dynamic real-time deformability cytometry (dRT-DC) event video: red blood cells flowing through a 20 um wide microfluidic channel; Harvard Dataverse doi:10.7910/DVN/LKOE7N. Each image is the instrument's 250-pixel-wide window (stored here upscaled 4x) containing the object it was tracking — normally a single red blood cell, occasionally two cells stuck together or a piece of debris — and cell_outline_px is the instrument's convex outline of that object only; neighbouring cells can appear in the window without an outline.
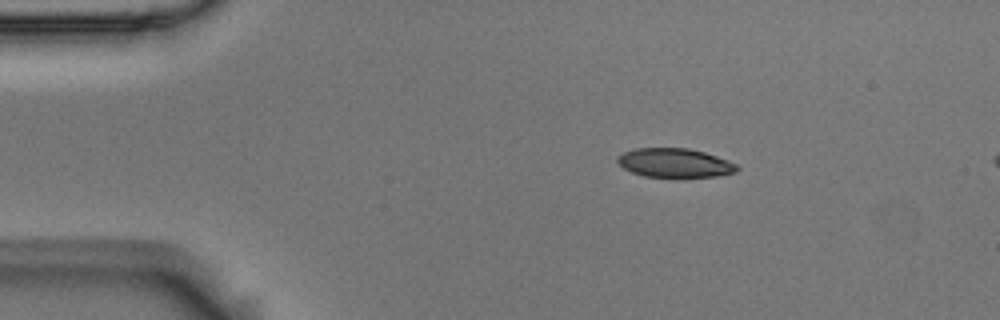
{"species": "Egyptian fruit bat (a non-hibernating species)", "species_latin": "Rousettus aegyptiacus", "temperature_condition": "room temperature", "stored_images_in_passage": 3, "segment_of_instrument_passage": [1, 2], "camera_frame_rate_fps": 3000, "um_per_image_px": 0.085, "animal": {"sex": "male"}, "frame": {"image": 1, "passage_image": 1, "time_ms": 0.0, "image_size_px": [1000, 320], "cell_outline_px": [[740, 168], [736, 172], [716, 176], [644, 176], [632, 172], [624, 168], [616, 160], [616, 156], [624, 152], [636, 148], [688, 148], [704, 152], [728, 160], [736, 164]], "centroid_in_image_um": [57.35, 13.83], "position_along_channel_um": 27.7, "area_um2": 19.94}}